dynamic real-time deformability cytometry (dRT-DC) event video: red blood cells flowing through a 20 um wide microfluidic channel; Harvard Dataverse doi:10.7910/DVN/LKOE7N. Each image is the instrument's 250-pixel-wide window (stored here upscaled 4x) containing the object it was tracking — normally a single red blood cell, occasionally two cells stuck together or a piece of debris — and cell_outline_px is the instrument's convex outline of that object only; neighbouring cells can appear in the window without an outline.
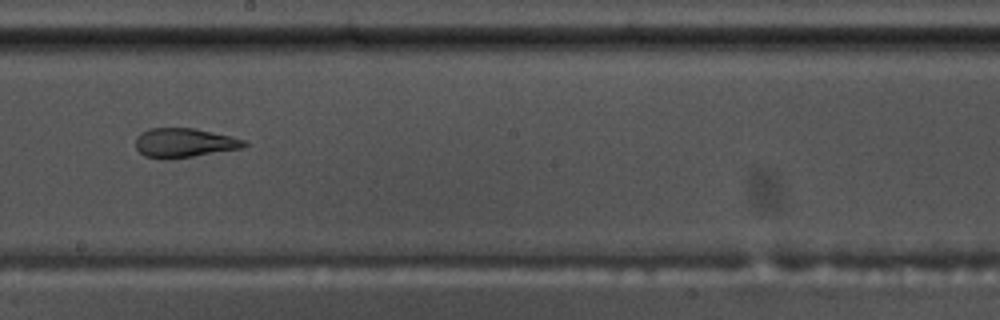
{"species": "common noctule bat (a hibernating species)", "species_latin": "Nyctalus noctula", "temperature_condition": "warm", "stored_images_in_passage": 49, "camera_frame_rate_fps": 3000, "um_per_image_px": 0.085, "animal": {"sex": "male", "body_mass_g": 17.5, "forearm_length_mm": 52.3}, "frame": {"image": 1, "passage_image": 25, "time_ms": 8.0, "image_size_px": [1000, 320], "cell_outline_px": [[248, 144], [244, 148], [168, 160], [160, 160], [144, 156], [136, 148], [136, 136], [140, 132], [148, 128], [192, 128], [232, 136], [248, 140]], "centroid_in_image_um": [15.66, 12.15], "position_along_channel_um": 232.5, "area_um2": 18.9}}
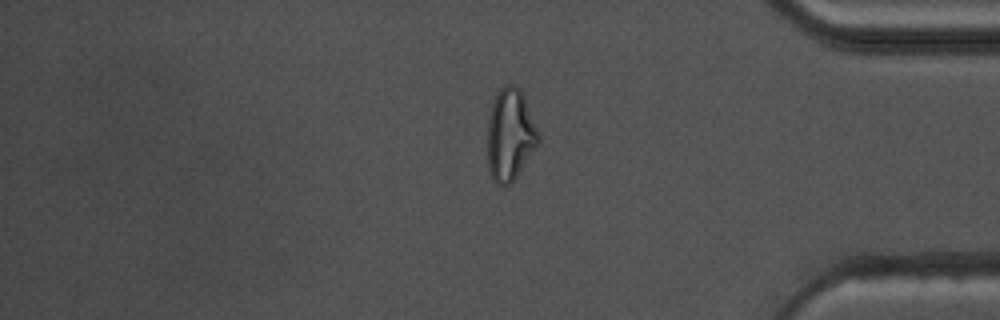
{"frame": {"image": 2, "passage_image": 40, "time_ms": 13.0, "image_size_px": [1000, 320], "cell_outline_px": [[540, 140], [516, 176], [508, 184], [496, 184], [492, 180], [488, 168], [488, 120], [492, 104], [496, 92], [504, 84], [516, 84], [520, 88], [524, 96], [540, 132]], "centroid_in_image_um": [43.36, 11.39], "position_along_channel_um": 391.8, "area_um2": 27.28}}
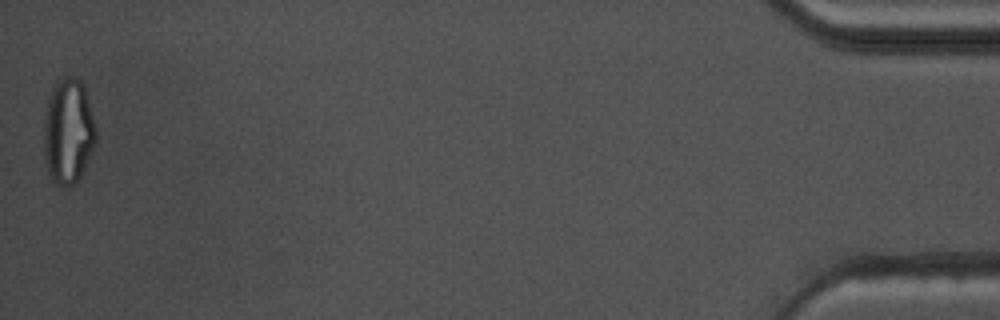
{"frame": {"image": 3, "passage_image": 49, "time_ms": 16.0, "image_size_px": [1000, 320], "cell_outline_px": [[96, 144], [80, 176], [68, 188], [64, 188], [52, 180], [48, 168], [44, 152], [44, 116], [52, 92], [56, 84], [60, 80], [68, 76], [72, 76], [80, 80], [84, 88], [96, 124]], "centroid_in_image_um": [5.82, 11.19], "position_along_channel_um": 429.4, "area_um2": 31.56}, "authors_computed_cell_mechanics": {"area_um2": 20.6924, "velocity_mm_per_s": 3.64, "shape_relaxation_time_tau1_ms": null, "shape_relaxation_time_tau2_ms": 1.598, "deformation_change_tau1": null, "deformation_change_tau2": 0.1011}}